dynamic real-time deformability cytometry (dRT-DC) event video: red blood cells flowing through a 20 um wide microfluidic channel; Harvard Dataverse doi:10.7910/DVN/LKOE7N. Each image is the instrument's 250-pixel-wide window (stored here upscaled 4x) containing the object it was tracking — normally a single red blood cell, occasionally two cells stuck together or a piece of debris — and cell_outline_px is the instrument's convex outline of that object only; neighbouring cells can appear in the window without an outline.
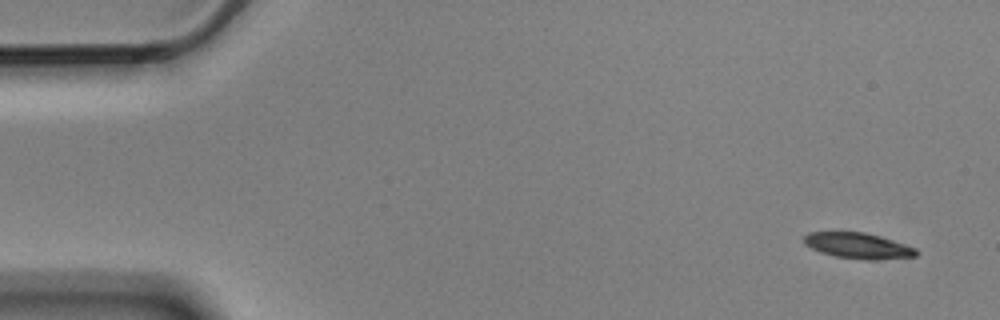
{"species": "Egyptian fruit bat (a non-hibernating species)", "species_latin": "Rousettus aegyptiacus", "temperature_condition": "cold", "stored_images_in_passage": 6, "camera_frame_rate_fps": 3000, "um_per_image_px": 0.085, "animal": {"sex": "male"}, "frame": {"image": 1, "passage_image": 1, "time_ms": 0.0, "image_size_px": [1000, 320], "cell_outline_px": [[920, 252], [916, 256], [876, 260], [864, 260], [836, 256], [820, 252], [804, 244], [804, 236], [808, 232], [864, 232], [880, 236], [916, 248]], "centroid_in_image_um": [72.95, 20.89], "position_along_channel_um": 12.1, "area_um2": 16.82}}
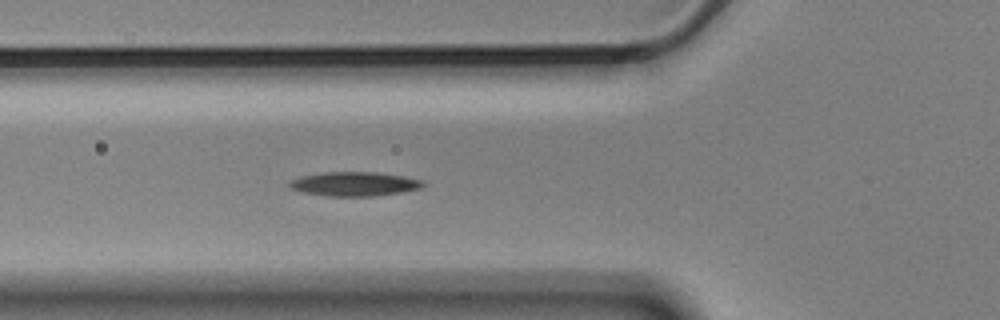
{"frame": {"image": 2, "passage_image": 6, "time_ms": 1.667, "image_size_px": [1000, 320], "cell_outline_px": [[424, 184], [420, 188], [404, 192], [372, 196], [328, 196], [304, 192], [292, 188], [288, 184], [292, 180], [300, 176], [320, 172], [376, 172], [404, 176], [424, 180]], "centroid_in_image_um": [30.15, 15.63], "position_along_channel_um": 95.6, "area_um2": 18.79}}